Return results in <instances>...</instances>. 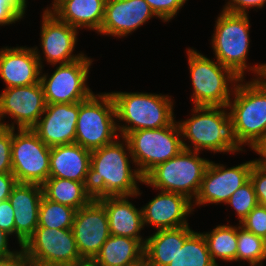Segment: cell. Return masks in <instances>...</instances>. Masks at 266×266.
<instances>
[{
    "label": "cell",
    "instance_id": "obj_1",
    "mask_svg": "<svg viewBox=\"0 0 266 266\" xmlns=\"http://www.w3.org/2000/svg\"><path fill=\"white\" fill-rule=\"evenodd\" d=\"M120 138L123 141L116 139L91 151L90 167L84 182L85 193L91 200L109 196L132 198L141 195L137 183H143L144 177L137 168L131 169L129 159L131 157L132 162L133 159L128 142L124 137Z\"/></svg>",
    "mask_w": 266,
    "mask_h": 266
},
{
    "label": "cell",
    "instance_id": "obj_2",
    "mask_svg": "<svg viewBox=\"0 0 266 266\" xmlns=\"http://www.w3.org/2000/svg\"><path fill=\"white\" fill-rule=\"evenodd\" d=\"M241 79L228 103L231 132L237 147L244 144L254 149L266 136V85L258 78Z\"/></svg>",
    "mask_w": 266,
    "mask_h": 266
},
{
    "label": "cell",
    "instance_id": "obj_3",
    "mask_svg": "<svg viewBox=\"0 0 266 266\" xmlns=\"http://www.w3.org/2000/svg\"><path fill=\"white\" fill-rule=\"evenodd\" d=\"M192 117L179 121L182 140H190L191 145L182 141L186 150L201 152L202 149L214 153L242 152L235 144L231 132V120L227 106H193ZM194 149V150H193Z\"/></svg>",
    "mask_w": 266,
    "mask_h": 266
},
{
    "label": "cell",
    "instance_id": "obj_4",
    "mask_svg": "<svg viewBox=\"0 0 266 266\" xmlns=\"http://www.w3.org/2000/svg\"><path fill=\"white\" fill-rule=\"evenodd\" d=\"M115 103L120 137L143 129H157L171 125L175 120L173 101L168 95L142 92H111Z\"/></svg>",
    "mask_w": 266,
    "mask_h": 266
},
{
    "label": "cell",
    "instance_id": "obj_5",
    "mask_svg": "<svg viewBox=\"0 0 266 266\" xmlns=\"http://www.w3.org/2000/svg\"><path fill=\"white\" fill-rule=\"evenodd\" d=\"M218 16L211 39L215 60L232 70L241 79H245V71L248 69L258 78L262 64L248 66L246 61L250 46L249 28L251 26L248 14H236L222 10Z\"/></svg>",
    "mask_w": 266,
    "mask_h": 266
},
{
    "label": "cell",
    "instance_id": "obj_6",
    "mask_svg": "<svg viewBox=\"0 0 266 266\" xmlns=\"http://www.w3.org/2000/svg\"><path fill=\"white\" fill-rule=\"evenodd\" d=\"M187 50L194 106H228L241 78L217 60L213 61L192 48Z\"/></svg>",
    "mask_w": 266,
    "mask_h": 266
},
{
    "label": "cell",
    "instance_id": "obj_7",
    "mask_svg": "<svg viewBox=\"0 0 266 266\" xmlns=\"http://www.w3.org/2000/svg\"><path fill=\"white\" fill-rule=\"evenodd\" d=\"M209 162L199 157V152L183 149L151 169L144 176L143 183L156 190L182 194L194 201Z\"/></svg>",
    "mask_w": 266,
    "mask_h": 266
},
{
    "label": "cell",
    "instance_id": "obj_8",
    "mask_svg": "<svg viewBox=\"0 0 266 266\" xmlns=\"http://www.w3.org/2000/svg\"><path fill=\"white\" fill-rule=\"evenodd\" d=\"M116 110L110 93L92 94L79 102L75 143L93 151L120 137Z\"/></svg>",
    "mask_w": 266,
    "mask_h": 266
},
{
    "label": "cell",
    "instance_id": "obj_9",
    "mask_svg": "<svg viewBox=\"0 0 266 266\" xmlns=\"http://www.w3.org/2000/svg\"><path fill=\"white\" fill-rule=\"evenodd\" d=\"M129 145L133 163L144 177L156 165L178 155L183 149L178 122L157 129H143L124 137Z\"/></svg>",
    "mask_w": 266,
    "mask_h": 266
},
{
    "label": "cell",
    "instance_id": "obj_10",
    "mask_svg": "<svg viewBox=\"0 0 266 266\" xmlns=\"http://www.w3.org/2000/svg\"><path fill=\"white\" fill-rule=\"evenodd\" d=\"M12 129V174L18 183L42 185L50 172V150L32 129Z\"/></svg>",
    "mask_w": 266,
    "mask_h": 266
},
{
    "label": "cell",
    "instance_id": "obj_11",
    "mask_svg": "<svg viewBox=\"0 0 266 266\" xmlns=\"http://www.w3.org/2000/svg\"><path fill=\"white\" fill-rule=\"evenodd\" d=\"M21 247L28 259L42 264L73 266L84 262L72 229L37 227Z\"/></svg>",
    "mask_w": 266,
    "mask_h": 266
},
{
    "label": "cell",
    "instance_id": "obj_12",
    "mask_svg": "<svg viewBox=\"0 0 266 266\" xmlns=\"http://www.w3.org/2000/svg\"><path fill=\"white\" fill-rule=\"evenodd\" d=\"M92 62L84 55L74 62L57 65L50 76L40 74L46 103H75L88 99L93 94L86 82Z\"/></svg>",
    "mask_w": 266,
    "mask_h": 266
},
{
    "label": "cell",
    "instance_id": "obj_13",
    "mask_svg": "<svg viewBox=\"0 0 266 266\" xmlns=\"http://www.w3.org/2000/svg\"><path fill=\"white\" fill-rule=\"evenodd\" d=\"M46 100L41 82L4 88L0 94V126L15 129H32L46 109ZM10 116L14 122L2 120Z\"/></svg>",
    "mask_w": 266,
    "mask_h": 266
},
{
    "label": "cell",
    "instance_id": "obj_14",
    "mask_svg": "<svg viewBox=\"0 0 266 266\" xmlns=\"http://www.w3.org/2000/svg\"><path fill=\"white\" fill-rule=\"evenodd\" d=\"M255 162L256 159L226 168L223 164L210 161L192 205L225 204L231 195L249 180Z\"/></svg>",
    "mask_w": 266,
    "mask_h": 266
},
{
    "label": "cell",
    "instance_id": "obj_15",
    "mask_svg": "<svg viewBox=\"0 0 266 266\" xmlns=\"http://www.w3.org/2000/svg\"><path fill=\"white\" fill-rule=\"evenodd\" d=\"M72 231L81 258L92 261L111 235L104 205L91 200L76 210Z\"/></svg>",
    "mask_w": 266,
    "mask_h": 266
},
{
    "label": "cell",
    "instance_id": "obj_16",
    "mask_svg": "<svg viewBox=\"0 0 266 266\" xmlns=\"http://www.w3.org/2000/svg\"><path fill=\"white\" fill-rule=\"evenodd\" d=\"M42 53L49 65L67 64L84 56V53L72 54L77 43V29L60 21L47 9L42 15L41 25Z\"/></svg>",
    "mask_w": 266,
    "mask_h": 266
},
{
    "label": "cell",
    "instance_id": "obj_17",
    "mask_svg": "<svg viewBox=\"0 0 266 266\" xmlns=\"http://www.w3.org/2000/svg\"><path fill=\"white\" fill-rule=\"evenodd\" d=\"M78 113L79 102L47 104L32 130L50 148L75 143Z\"/></svg>",
    "mask_w": 266,
    "mask_h": 266
},
{
    "label": "cell",
    "instance_id": "obj_18",
    "mask_svg": "<svg viewBox=\"0 0 266 266\" xmlns=\"http://www.w3.org/2000/svg\"><path fill=\"white\" fill-rule=\"evenodd\" d=\"M41 60L37 47L1 48L0 78L6 84V88L39 83L43 69Z\"/></svg>",
    "mask_w": 266,
    "mask_h": 266
},
{
    "label": "cell",
    "instance_id": "obj_19",
    "mask_svg": "<svg viewBox=\"0 0 266 266\" xmlns=\"http://www.w3.org/2000/svg\"><path fill=\"white\" fill-rule=\"evenodd\" d=\"M154 16L145 0H107L99 34L125 37Z\"/></svg>",
    "mask_w": 266,
    "mask_h": 266
},
{
    "label": "cell",
    "instance_id": "obj_20",
    "mask_svg": "<svg viewBox=\"0 0 266 266\" xmlns=\"http://www.w3.org/2000/svg\"><path fill=\"white\" fill-rule=\"evenodd\" d=\"M159 194L142 207L143 223L156 230L187 226L186 216L191 214L193 203L186 196L159 190Z\"/></svg>",
    "mask_w": 266,
    "mask_h": 266
},
{
    "label": "cell",
    "instance_id": "obj_21",
    "mask_svg": "<svg viewBox=\"0 0 266 266\" xmlns=\"http://www.w3.org/2000/svg\"><path fill=\"white\" fill-rule=\"evenodd\" d=\"M42 196V185L17 182L8 197L14 209L15 236L19 247L27 241L38 227Z\"/></svg>",
    "mask_w": 266,
    "mask_h": 266
},
{
    "label": "cell",
    "instance_id": "obj_22",
    "mask_svg": "<svg viewBox=\"0 0 266 266\" xmlns=\"http://www.w3.org/2000/svg\"><path fill=\"white\" fill-rule=\"evenodd\" d=\"M130 196H109L99 199L104 205L111 235L139 239L144 245L140 231L144 228L142 208L138 210L129 201Z\"/></svg>",
    "mask_w": 266,
    "mask_h": 266
},
{
    "label": "cell",
    "instance_id": "obj_23",
    "mask_svg": "<svg viewBox=\"0 0 266 266\" xmlns=\"http://www.w3.org/2000/svg\"><path fill=\"white\" fill-rule=\"evenodd\" d=\"M107 0H53L48 9L60 21L76 28L100 32Z\"/></svg>",
    "mask_w": 266,
    "mask_h": 266
},
{
    "label": "cell",
    "instance_id": "obj_24",
    "mask_svg": "<svg viewBox=\"0 0 266 266\" xmlns=\"http://www.w3.org/2000/svg\"><path fill=\"white\" fill-rule=\"evenodd\" d=\"M91 151L77 143L51 147L49 177L85 182Z\"/></svg>",
    "mask_w": 266,
    "mask_h": 266
},
{
    "label": "cell",
    "instance_id": "obj_25",
    "mask_svg": "<svg viewBox=\"0 0 266 266\" xmlns=\"http://www.w3.org/2000/svg\"><path fill=\"white\" fill-rule=\"evenodd\" d=\"M193 232L189 225L157 230L146 238L144 260L150 266H168Z\"/></svg>",
    "mask_w": 266,
    "mask_h": 266
},
{
    "label": "cell",
    "instance_id": "obj_26",
    "mask_svg": "<svg viewBox=\"0 0 266 266\" xmlns=\"http://www.w3.org/2000/svg\"><path fill=\"white\" fill-rule=\"evenodd\" d=\"M144 248L139 239L110 235L92 262L96 266H136L144 261Z\"/></svg>",
    "mask_w": 266,
    "mask_h": 266
},
{
    "label": "cell",
    "instance_id": "obj_27",
    "mask_svg": "<svg viewBox=\"0 0 266 266\" xmlns=\"http://www.w3.org/2000/svg\"><path fill=\"white\" fill-rule=\"evenodd\" d=\"M43 195L54 202L76 210L87 205L91 198L85 193L84 183L58 177H49L43 184Z\"/></svg>",
    "mask_w": 266,
    "mask_h": 266
},
{
    "label": "cell",
    "instance_id": "obj_28",
    "mask_svg": "<svg viewBox=\"0 0 266 266\" xmlns=\"http://www.w3.org/2000/svg\"><path fill=\"white\" fill-rule=\"evenodd\" d=\"M212 260L237 261V226L217 225L211 232L202 233Z\"/></svg>",
    "mask_w": 266,
    "mask_h": 266
},
{
    "label": "cell",
    "instance_id": "obj_29",
    "mask_svg": "<svg viewBox=\"0 0 266 266\" xmlns=\"http://www.w3.org/2000/svg\"><path fill=\"white\" fill-rule=\"evenodd\" d=\"M168 266H218L211 257L202 233L193 232Z\"/></svg>",
    "mask_w": 266,
    "mask_h": 266
},
{
    "label": "cell",
    "instance_id": "obj_30",
    "mask_svg": "<svg viewBox=\"0 0 266 266\" xmlns=\"http://www.w3.org/2000/svg\"><path fill=\"white\" fill-rule=\"evenodd\" d=\"M75 213L76 209L51 201L43 195L39 207L38 227L72 229Z\"/></svg>",
    "mask_w": 266,
    "mask_h": 266
},
{
    "label": "cell",
    "instance_id": "obj_31",
    "mask_svg": "<svg viewBox=\"0 0 266 266\" xmlns=\"http://www.w3.org/2000/svg\"><path fill=\"white\" fill-rule=\"evenodd\" d=\"M247 261L250 266H263L266 260L265 239L247 231L240 224L237 227V261Z\"/></svg>",
    "mask_w": 266,
    "mask_h": 266
},
{
    "label": "cell",
    "instance_id": "obj_32",
    "mask_svg": "<svg viewBox=\"0 0 266 266\" xmlns=\"http://www.w3.org/2000/svg\"><path fill=\"white\" fill-rule=\"evenodd\" d=\"M225 204L234 208L240 224L250 211L258 205L256 193L250 179L238 188Z\"/></svg>",
    "mask_w": 266,
    "mask_h": 266
},
{
    "label": "cell",
    "instance_id": "obj_33",
    "mask_svg": "<svg viewBox=\"0 0 266 266\" xmlns=\"http://www.w3.org/2000/svg\"><path fill=\"white\" fill-rule=\"evenodd\" d=\"M27 0H0V25H10L20 21L27 8Z\"/></svg>",
    "mask_w": 266,
    "mask_h": 266
},
{
    "label": "cell",
    "instance_id": "obj_34",
    "mask_svg": "<svg viewBox=\"0 0 266 266\" xmlns=\"http://www.w3.org/2000/svg\"><path fill=\"white\" fill-rule=\"evenodd\" d=\"M240 225L256 236L266 239V207L258 204Z\"/></svg>",
    "mask_w": 266,
    "mask_h": 266
},
{
    "label": "cell",
    "instance_id": "obj_35",
    "mask_svg": "<svg viewBox=\"0 0 266 266\" xmlns=\"http://www.w3.org/2000/svg\"><path fill=\"white\" fill-rule=\"evenodd\" d=\"M158 19L169 22L177 15L187 0H145Z\"/></svg>",
    "mask_w": 266,
    "mask_h": 266
},
{
    "label": "cell",
    "instance_id": "obj_36",
    "mask_svg": "<svg viewBox=\"0 0 266 266\" xmlns=\"http://www.w3.org/2000/svg\"><path fill=\"white\" fill-rule=\"evenodd\" d=\"M12 128L0 126V173H12Z\"/></svg>",
    "mask_w": 266,
    "mask_h": 266
},
{
    "label": "cell",
    "instance_id": "obj_37",
    "mask_svg": "<svg viewBox=\"0 0 266 266\" xmlns=\"http://www.w3.org/2000/svg\"><path fill=\"white\" fill-rule=\"evenodd\" d=\"M249 179L253 184L258 204L266 207V167L255 162Z\"/></svg>",
    "mask_w": 266,
    "mask_h": 266
},
{
    "label": "cell",
    "instance_id": "obj_38",
    "mask_svg": "<svg viewBox=\"0 0 266 266\" xmlns=\"http://www.w3.org/2000/svg\"><path fill=\"white\" fill-rule=\"evenodd\" d=\"M0 230L15 234L14 209L8 199L0 202Z\"/></svg>",
    "mask_w": 266,
    "mask_h": 266
},
{
    "label": "cell",
    "instance_id": "obj_39",
    "mask_svg": "<svg viewBox=\"0 0 266 266\" xmlns=\"http://www.w3.org/2000/svg\"><path fill=\"white\" fill-rule=\"evenodd\" d=\"M266 0H230L228 1L223 11L236 13V14H248L250 8H263Z\"/></svg>",
    "mask_w": 266,
    "mask_h": 266
},
{
    "label": "cell",
    "instance_id": "obj_40",
    "mask_svg": "<svg viewBox=\"0 0 266 266\" xmlns=\"http://www.w3.org/2000/svg\"><path fill=\"white\" fill-rule=\"evenodd\" d=\"M17 180L12 173H0V202L7 200Z\"/></svg>",
    "mask_w": 266,
    "mask_h": 266
},
{
    "label": "cell",
    "instance_id": "obj_41",
    "mask_svg": "<svg viewBox=\"0 0 266 266\" xmlns=\"http://www.w3.org/2000/svg\"><path fill=\"white\" fill-rule=\"evenodd\" d=\"M20 249L10 256L0 258V266H25L28 258L23 248Z\"/></svg>",
    "mask_w": 266,
    "mask_h": 266
},
{
    "label": "cell",
    "instance_id": "obj_42",
    "mask_svg": "<svg viewBox=\"0 0 266 266\" xmlns=\"http://www.w3.org/2000/svg\"><path fill=\"white\" fill-rule=\"evenodd\" d=\"M9 236L11 235H9L3 230H0V258L10 256L16 252L14 250L10 251L9 249V246H8L9 245L8 239H10Z\"/></svg>",
    "mask_w": 266,
    "mask_h": 266
},
{
    "label": "cell",
    "instance_id": "obj_43",
    "mask_svg": "<svg viewBox=\"0 0 266 266\" xmlns=\"http://www.w3.org/2000/svg\"><path fill=\"white\" fill-rule=\"evenodd\" d=\"M253 151L260 155L256 162L266 167V136L255 146Z\"/></svg>",
    "mask_w": 266,
    "mask_h": 266
},
{
    "label": "cell",
    "instance_id": "obj_44",
    "mask_svg": "<svg viewBox=\"0 0 266 266\" xmlns=\"http://www.w3.org/2000/svg\"><path fill=\"white\" fill-rule=\"evenodd\" d=\"M259 80H261L265 85H266V64L262 63V69H261V73L258 77Z\"/></svg>",
    "mask_w": 266,
    "mask_h": 266
},
{
    "label": "cell",
    "instance_id": "obj_45",
    "mask_svg": "<svg viewBox=\"0 0 266 266\" xmlns=\"http://www.w3.org/2000/svg\"><path fill=\"white\" fill-rule=\"evenodd\" d=\"M25 266H59V265H47L27 259Z\"/></svg>",
    "mask_w": 266,
    "mask_h": 266
},
{
    "label": "cell",
    "instance_id": "obj_46",
    "mask_svg": "<svg viewBox=\"0 0 266 266\" xmlns=\"http://www.w3.org/2000/svg\"><path fill=\"white\" fill-rule=\"evenodd\" d=\"M73 266H96V265L92 261H84L82 263H79Z\"/></svg>",
    "mask_w": 266,
    "mask_h": 266
},
{
    "label": "cell",
    "instance_id": "obj_47",
    "mask_svg": "<svg viewBox=\"0 0 266 266\" xmlns=\"http://www.w3.org/2000/svg\"><path fill=\"white\" fill-rule=\"evenodd\" d=\"M136 266H150L145 260Z\"/></svg>",
    "mask_w": 266,
    "mask_h": 266
}]
</instances>
